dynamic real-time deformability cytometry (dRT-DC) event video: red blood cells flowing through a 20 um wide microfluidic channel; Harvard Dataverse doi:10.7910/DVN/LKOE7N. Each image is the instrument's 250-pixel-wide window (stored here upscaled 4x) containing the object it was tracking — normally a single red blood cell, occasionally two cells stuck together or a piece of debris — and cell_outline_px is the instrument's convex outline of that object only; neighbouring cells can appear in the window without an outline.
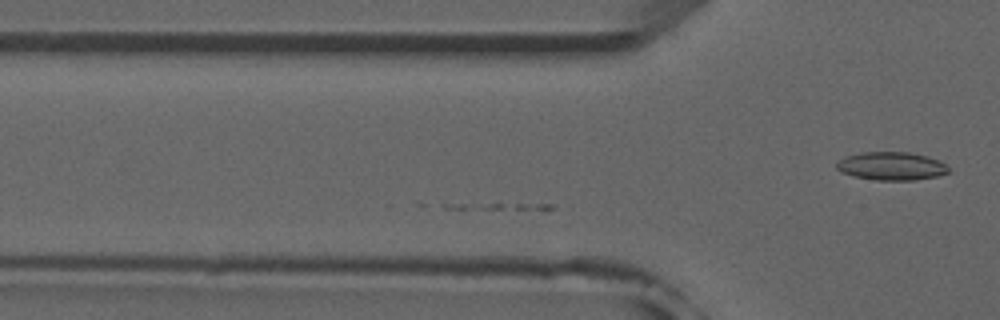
{"species": "common noctule bat (a hibernating species)", "species_latin": "Nyctalus noctula", "temperature_condition": "room temperature", "stored_images_in_passage": 15, "camera_frame_rate_fps": 3000, "um_per_image_px": 0.085, "animal": {"sex": "male", "forearm_length_mm": 52.5}, "frame": {"image": 1, "passage_image": 15, "time_ms": 4.667, "image_size_px": [1000, 320], "cell_outline_px": [[948, 172], [936, 176], [916, 180], [876, 180], [852, 176], [840, 172], [836, 168], [836, 164], [844, 156], [860, 152], [908, 152], [928, 156], [944, 164], [948, 168]], "centroid_in_image_um": [75.71, 14.11], "position_along_channel_um": 50.1, "area_um2": 18.38}}